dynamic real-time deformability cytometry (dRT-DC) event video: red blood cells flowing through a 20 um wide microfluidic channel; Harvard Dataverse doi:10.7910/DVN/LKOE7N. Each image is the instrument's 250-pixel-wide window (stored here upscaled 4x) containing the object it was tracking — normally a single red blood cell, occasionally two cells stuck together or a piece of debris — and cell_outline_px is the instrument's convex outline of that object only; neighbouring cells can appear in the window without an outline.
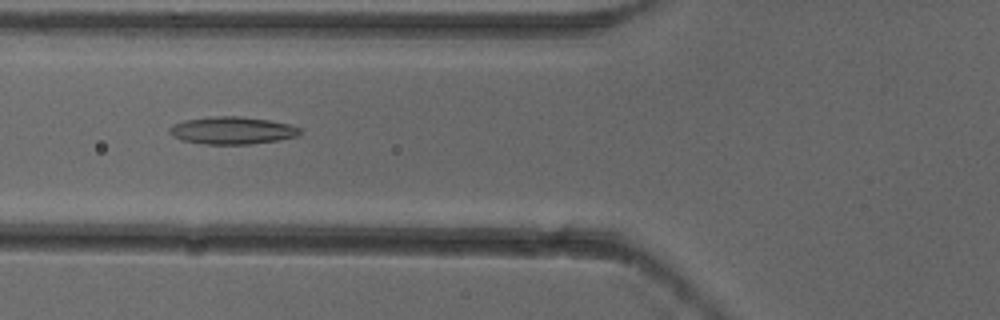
{"species": "common noctule bat (a hibernating species)", "species_latin": "Nyctalus noctula", "temperature_condition": "cold", "stored_images_in_passage": 8, "camera_frame_rate_fps": 3000, "um_per_image_px": 0.085, "animal": {"sex": "female"}, "frame": {"image": 1, "passage_image": 6, "time_ms": 1.667, "image_size_px": [1000, 320], "cell_outline_px": [[300, 136], [276, 140], [248, 144], [204, 144], [180, 140], [172, 136], [168, 132], [168, 128], [172, 124], [184, 120], [212, 116], [240, 116], [268, 120], [288, 124], [300, 128]], "centroid_in_image_um": [19.67, 11.08], "position_along_channel_um": 106.1, "area_um2": 20.92}}
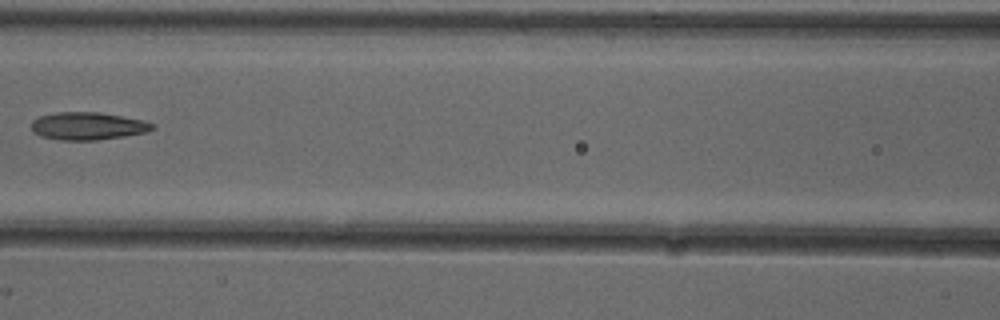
{"frame": {"image": 2, "passage_image": 7, "time_ms": 2.0, "image_size_px": [1000, 320], "cell_outline_px": [[156, 128], [148, 132], [124, 136], [96, 140], [60, 140], [40, 136], [32, 132], [32, 120], [40, 116], [56, 112], [100, 112], [144, 120], [152, 124]], "centroid_in_image_um": [7.46, 10.71], "position_along_channel_um": 159.1, "area_um2": 19.59}}
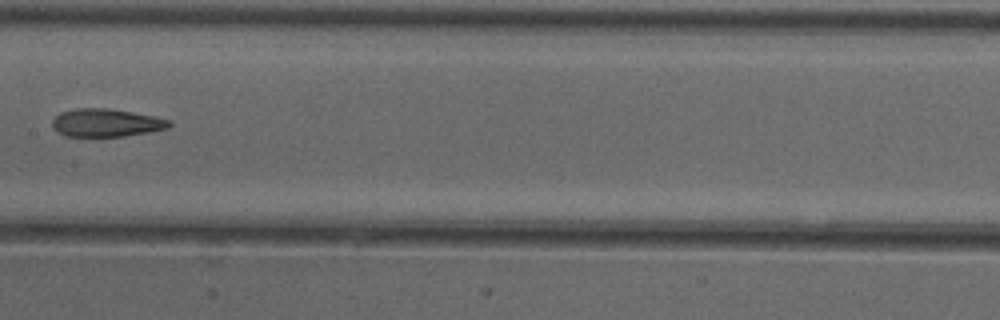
{"frame": {"image": 3, "passage_image": 8, "time_ms": 2.333, "image_size_px": [1000, 320], "cell_outline_px": [[172, 124], [168, 128], [148, 132], [124, 136], [64, 136], [52, 124], [52, 120], [60, 112], [80, 108], [108, 108], [132, 112], [172, 120]], "centroid_in_image_um": [9.05, 10.43], "position_along_channel_um": 198.3, "area_um2": 18.84}}